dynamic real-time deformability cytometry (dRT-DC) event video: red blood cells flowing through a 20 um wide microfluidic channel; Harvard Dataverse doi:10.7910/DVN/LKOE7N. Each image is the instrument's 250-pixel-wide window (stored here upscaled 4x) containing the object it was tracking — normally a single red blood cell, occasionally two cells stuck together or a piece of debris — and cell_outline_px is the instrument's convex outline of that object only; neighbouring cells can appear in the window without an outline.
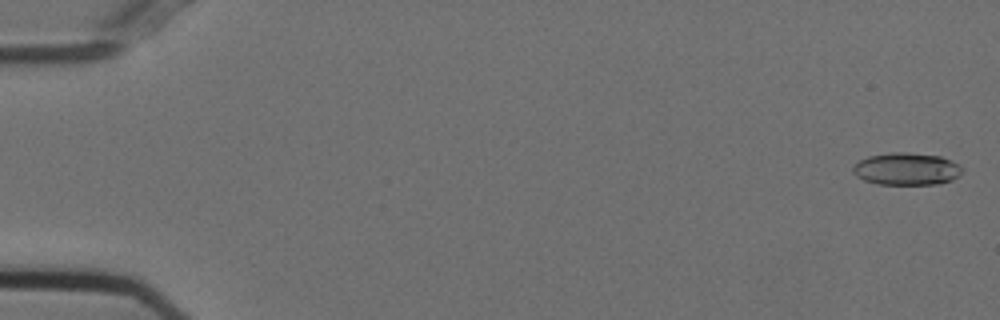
{"species": "Egyptian fruit bat (a non-hibernating species)", "species_latin": "Rousettus aegyptiacus", "temperature_condition": "cold", "stored_images_in_passage": 55, "camera_frame_rate_fps": 3000, "um_per_image_px": 0.085, "animal": {"sex": "female"}, "frame": {"image": 1, "passage_image": 2, "time_ms": 0.333, "image_size_px": [1000, 320], "cell_outline_px": [[960, 176], [952, 180], [936, 184], [876, 184], [864, 180], [856, 176], [852, 172], [852, 168], [860, 160], [868, 156], [888, 152], [908, 152], [940, 156], [952, 160], [960, 164]], "centroid_in_image_um": [77.05, 14.35], "position_along_channel_um": 8.0, "area_um2": 20.69}}
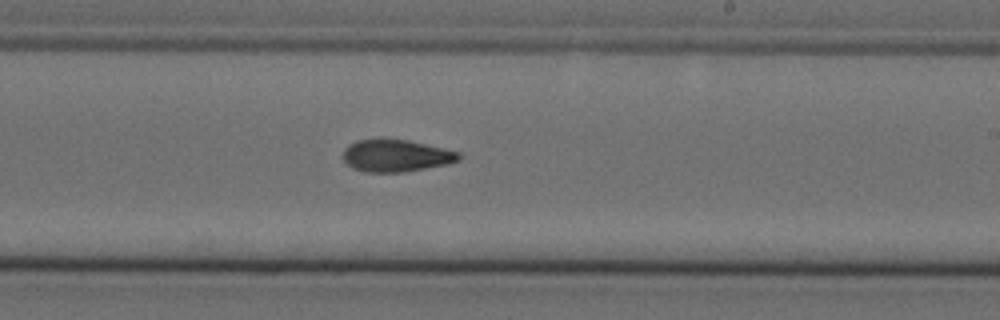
{"frame": {"image": 2, "passage_image": 34, "time_ms": 11.0, "image_size_px": [1000, 320], "cell_outline_px": [[460, 160], [448, 164], [404, 172], [364, 172], [352, 168], [344, 160], [344, 148], [348, 144], [356, 140], [408, 140], [444, 148], [460, 152]], "centroid_in_image_um": [33.67, 13.24], "position_along_channel_um": 255.3, "area_um2": 21.56}}
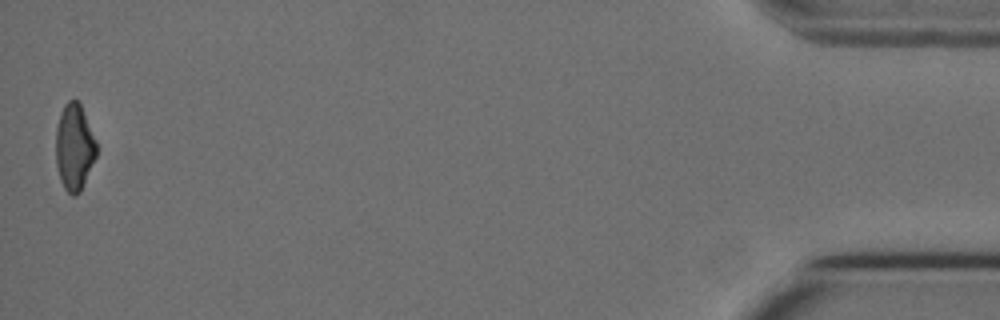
{"frame": {"image": 3, "passage_image": 55, "time_ms": 18.0, "image_size_px": [1000, 320], "cell_outline_px": [[96, 156], [80, 192], [76, 196], [72, 196], [64, 188], [60, 180], [56, 164], [56, 128], [60, 112], [64, 104], [68, 100], [76, 100], [80, 104], [96, 140]], "centroid_in_image_um": [6.3, 12.52], "position_along_channel_um": 428.9, "area_um2": 20.4}, "authors_computed_cell_mechanics": {"area_um2": 21.2126, "velocity_mm_per_s": 3.7519, "shape_relaxation_time_tau1_ms": 10.8487, "shape_relaxation_time_tau2_ms": 5.2364, "deformation_change_tau1": 0.2377, "deformation_change_tau2": 0.1228}}